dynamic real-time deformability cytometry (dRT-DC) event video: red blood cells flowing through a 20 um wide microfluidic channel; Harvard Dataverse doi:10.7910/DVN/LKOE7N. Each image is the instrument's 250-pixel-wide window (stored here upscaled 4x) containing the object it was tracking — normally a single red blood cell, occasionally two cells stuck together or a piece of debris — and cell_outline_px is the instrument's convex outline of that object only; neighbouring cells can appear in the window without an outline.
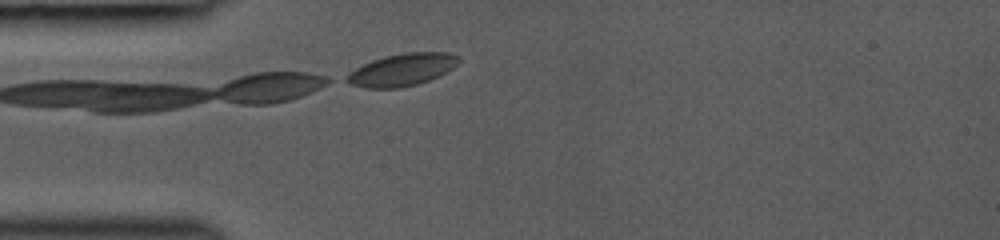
{"species": "common noctule bat (a hibernating species)", "species_latin": "Nyctalus noctula", "temperature_condition": "room temperature", "stored_images_in_passage": 3, "camera_frame_rate_fps": 3000, "um_per_image_px": 0.085, "animal": {"sex": "female", "body_mass_g": 19.0, "forearm_length_mm": 53.3}, "frame": {"image": 1, "passage_image": 1, "time_ms": 0.0, "image_size_px": [1000, 240], "cell_outline_px": [[460, 60], [452, 68], [440, 76], [416, 84], [400, 88], [364, 88], [352, 84], [344, 80], [344, 76], [356, 68], [372, 60], [384, 56], [404, 52], [448, 52], [460, 56]], "centroid_in_image_um": [34.17, 5.92], "position_along_channel_um": 50.8, "area_um2": 21.15}}